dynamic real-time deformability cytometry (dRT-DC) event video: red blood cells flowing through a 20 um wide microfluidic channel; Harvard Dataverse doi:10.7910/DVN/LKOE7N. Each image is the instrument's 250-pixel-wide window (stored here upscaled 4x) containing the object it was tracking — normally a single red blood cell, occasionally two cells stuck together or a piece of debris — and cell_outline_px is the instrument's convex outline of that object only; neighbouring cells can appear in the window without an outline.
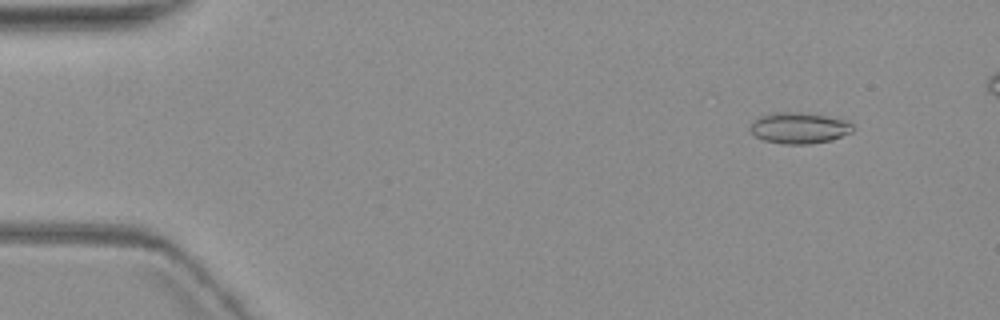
{"species": "common noctule bat (a hibernating species)", "species_latin": "Nyctalus noctula", "temperature_condition": "warm", "stored_images_in_passage": 6, "camera_frame_rate_fps": 3000, "um_per_image_px": 0.085, "animal": {"sex": "female", "body_mass_g": 19.3, "forearm_length_mm": 54.1}, "frame": {"image": 1, "passage_image": 2, "time_ms": 1.333, "image_size_px": [1000, 320], "cell_outline_px": [[856, 128], [852, 132], [832, 140], [808, 144], [784, 144], [764, 140], [756, 136], [748, 128], [760, 116], [776, 112], [804, 112], [848, 120]], "centroid_in_image_um": [67.98, 10.87], "position_along_channel_um": 17.0, "area_um2": 18.67}}
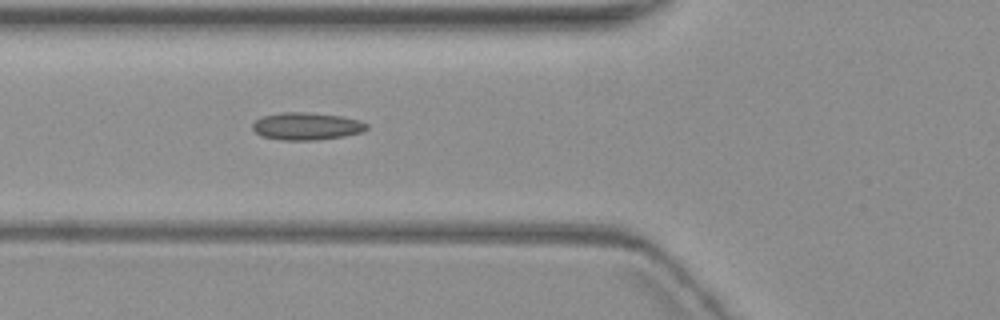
{"frame": {"image": 2, "passage_image": 6, "time_ms": 6.667, "image_size_px": [1000, 320], "cell_outline_px": [[368, 128], [364, 132], [344, 136], [316, 140], [280, 140], [264, 136], [256, 132], [252, 128], [252, 124], [256, 120], [264, 116], [284, 112], [304, 112], [340, 116], [360, 120], [368, 124]], "centroid_in_image_um": [26.1, 10.73], "position_along_channel_um": 99.7, "area_um2": 18.15}}